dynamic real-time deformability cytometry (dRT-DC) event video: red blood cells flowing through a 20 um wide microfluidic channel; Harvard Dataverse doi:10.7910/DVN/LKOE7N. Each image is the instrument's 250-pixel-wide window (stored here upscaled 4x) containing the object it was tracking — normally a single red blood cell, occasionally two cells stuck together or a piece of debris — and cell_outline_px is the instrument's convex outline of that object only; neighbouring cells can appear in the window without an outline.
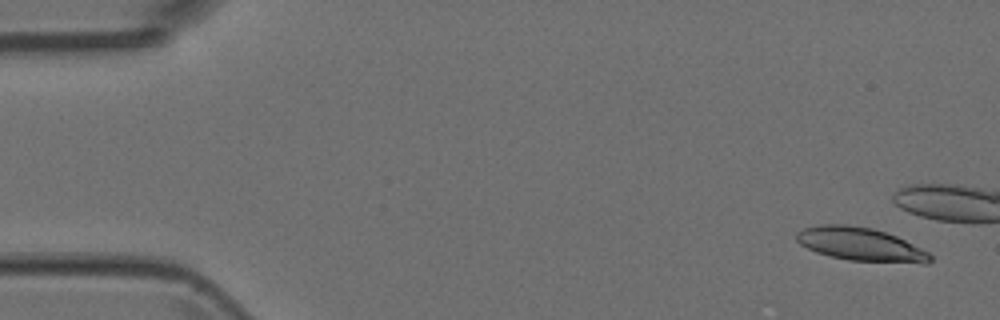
{"species": "Egyptian fruit bat (a non-hibernating species)", "species_latin": "Rousettus aegyptiacus", "temperature_condition": "room temperature", "stored_images_in_passage": 5, "camera_frame_rate_fps": 3000, "um_per_image_px": 0.085, "animal": {"sex": "female"}, "frame": {"image": 1, "passage_image": 1, "time_ms": 0.0, "image_size_px": [1000, 320], "cell_outline_px": [[932, 260], [928, 264], [924, 264], [848, 260], [816, 252], [800, 244], [796, 240], [796, 232], [804, 228], [820, 224], [844, 224], [872, 228], [896, 236], [928, 252], [932, 256]], "centroid_in_image_um": [73.15, 20.77], "position_along_channel_um": 11.8, "area_um2": 25.95}}